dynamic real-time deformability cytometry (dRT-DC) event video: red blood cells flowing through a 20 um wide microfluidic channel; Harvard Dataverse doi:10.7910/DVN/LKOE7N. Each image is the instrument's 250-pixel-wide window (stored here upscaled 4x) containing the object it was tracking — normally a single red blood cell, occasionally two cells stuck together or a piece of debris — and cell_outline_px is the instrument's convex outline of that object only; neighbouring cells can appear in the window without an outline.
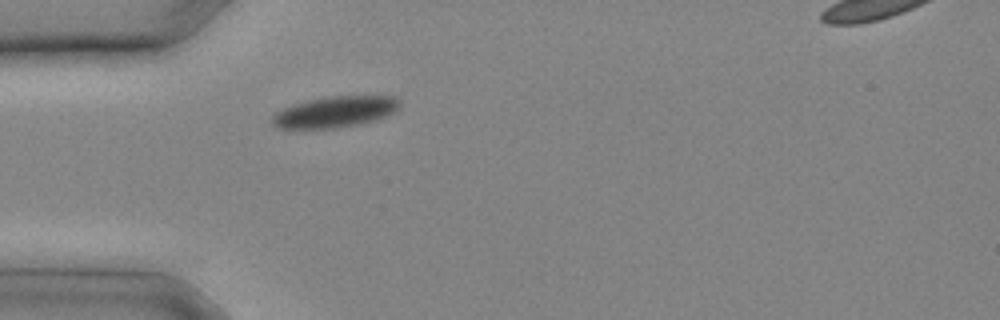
{"species": "common noctule bat (a hibernating species)", "species_latin": "Nyctalus noctula", "temperature_condition": "cold", "stored_images_in_passage": 3, "camera_frame_rate_fps": 3000, "um_per_image_px": 0.085, "animal": {"sex": "male", "body_mass_g": 20.4}, "frame": {"image": 1, "passage_image": 1, "time_ms": 0.0, "image_size_px": [1000, 320], "cell_outline_px": [[400, 104], [396, 112], [388, 116], [376, 120], [360, 124], [340, 128], [276, 128], [272, 124], [272, 116], [276, 112], [292, 104], [332, 96], [392, 96], [400, 100]], "centroid_in_image_um": [28.52, 9.52], "position_along_channel_um": 56.5, "area_um2": 23.12}}
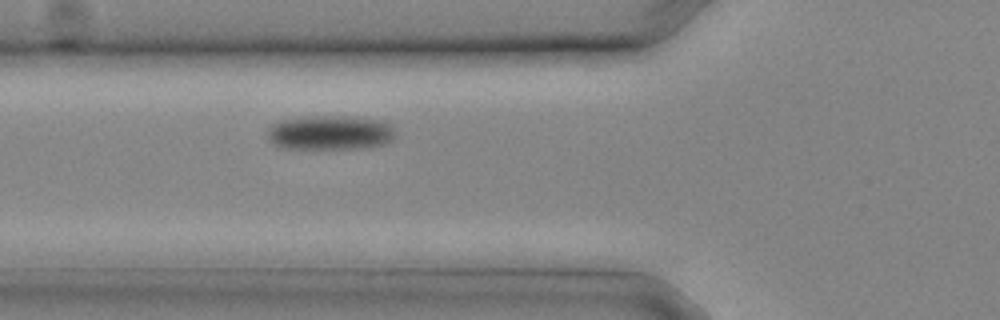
{"frame": {"image": 2, "passage_image": 3, "time_ms": 0.667, "image_size_px": [1000, 320], "cell_outline_px": [[396, 136], [388, 144], [372, 148], [276, 148], [272, 144], [268, 136], [268, 128], [272, 124], [284, 120], [308, 116], [348, 116], [376, 120], [392, 124]], "centroid_in_image_um": [28.1, 11.29], "position_along_channel_um": 97.7, "area_um2": 25.95}}